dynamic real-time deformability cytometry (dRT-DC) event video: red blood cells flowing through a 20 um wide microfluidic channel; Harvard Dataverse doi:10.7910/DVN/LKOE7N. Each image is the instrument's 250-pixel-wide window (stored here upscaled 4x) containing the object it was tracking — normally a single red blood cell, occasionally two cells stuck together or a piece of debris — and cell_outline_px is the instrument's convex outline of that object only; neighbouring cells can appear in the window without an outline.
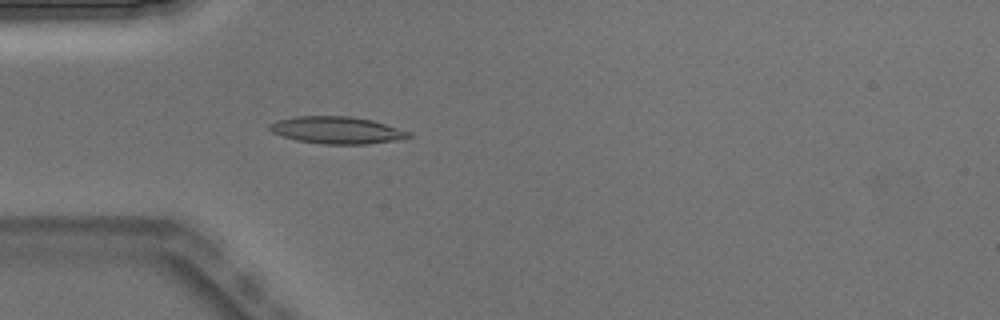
{"species": "Egyptian fruit bat (a non-hibernating species)", "species_latin": "Rousettus aegyptiacus", "temperature_condition": "warm", "stored_images_in_passage": 4, "camera_frame_rate_fps": 3000, "um_per_image_px": 0.085, "animal": {"sex": "male"}, "frame": {"image": 1, "passage_image": 4, "time_ms": 1.0, "image_size_px": [1000, 320], "cell_outline_px": [[412, 136], [408, 140], [368, 144], [324, 144], [296, 140], [272, 132], [268, 128], [268, 124], [276, 120], [296, 116], [352, 116], [372, 120], [412, 132]], "centroid_in_image_um": [28.71, 11.07], "position_along_channel_um": 56.3, "area_um2": 22.37}}